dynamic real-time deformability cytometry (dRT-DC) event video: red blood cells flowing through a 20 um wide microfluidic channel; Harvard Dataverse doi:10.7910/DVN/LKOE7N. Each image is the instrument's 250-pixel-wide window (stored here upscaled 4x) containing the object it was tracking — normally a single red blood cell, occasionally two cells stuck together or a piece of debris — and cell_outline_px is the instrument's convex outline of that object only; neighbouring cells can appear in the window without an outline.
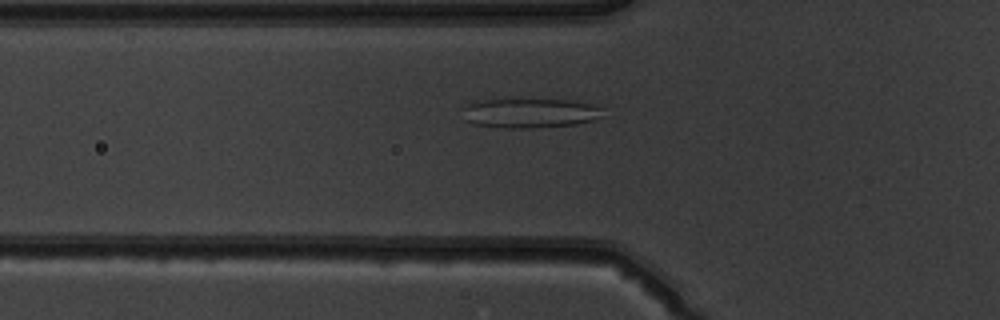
{"species": "common noctule bat (a hibernating species)", "species_latin": "Nyctalus noctula", "temperature_condition": "warm", "stored_images_in_passage": 38, "camera_frame_rate_fps": 3000, "um_per_image_px": 0.085, "animal": {"sex": "male", "body_mass_g": 19.5, "forearm_length_mm": 54.6}, "frame": {"image": 1, "passage_image": 5, "time_ms": 1.333, "image_size_px": [1000, 320], "cell_outline_px": [[604, 116], [592, 120], [576, 124], [532, 128], [504, 128], [476, 124], [468, 120], [464, 108], [468, 104], [480, 100], [564, 100], [592, 104], [604, 108]], "centroid_in_image_um": [45.14, 9.62], "position_along_channel_um": 80.7, "area_um2": 23.7}}
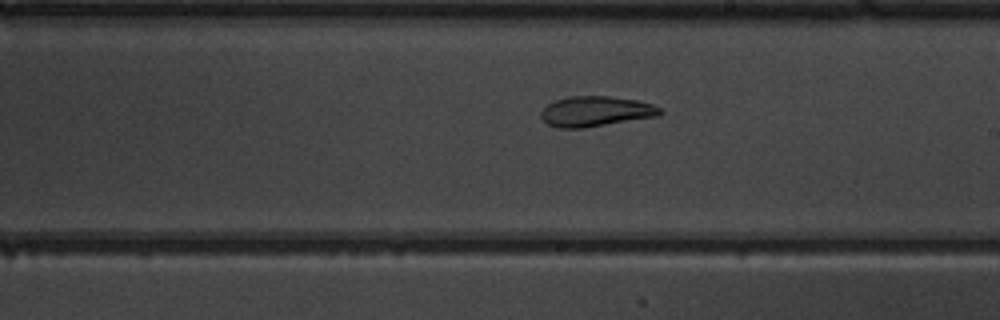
{"frame": {"image": 2, "passage_image": 17, "time_ms": 5.333, "image_size_px": [1000, 320], "cell_outline_px": [[664, 112], [660, 116], [584, 128], [560, 128], [548, 124], [540, 116], [540, 112], [548, 104], [556, 100], [572, 96], [612, 96], [636, 100], [652, 104], [660, 108]], "centroid_in_image_um": [50.67, 9.47], "position_along_channel_um": 238.3, "area_um2": 21.04}}
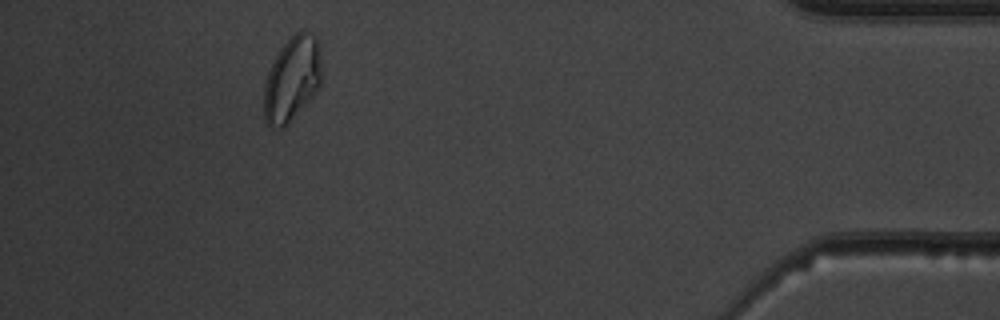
{"frame": {"image": 3, "passage_image": 34, "time_ms": 11.0, "image_size_px": [1000, 320], "cell_outline_px": [[320, 84], [316, 92], [284, 128], [272, 128], [264, 120], [264, 84], [268, 72], [280, 48], [300, 28], [304, 28], [316, 36], [320, 48]], "centroid_in_image_um": [24.82, 6.69], "position_along_channel_um": 410.4, "area_um2": 28.5}, "authors_computed_cell_mechanics": {"area_um2": 22.1085, "velocity_mm_per_s": 3.9405, "shape_relaxation_time_tau1_ms": 9.9647, "shape_relaxation_time_tau2_ms": 4.437, "deformation_change_tau1": 0.1862, "deformation_change_tau2": 0.096}}